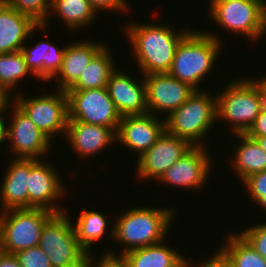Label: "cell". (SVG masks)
Instances as JSON below:
<instances>
[{
	"instance_id": "cell-43",
	"label": "cell",
	"mask_w": 266,
	"mask_h": 267,
	"mask_svg": "<svg viewBox=\"0 0 266 267\" xmlns=\"http://www.w3.org/2000/svg\"><path fill=\"white\" fill-rule=\"evenodd\" d=\"M4 147L3 120L0 118V148ZM1 150V149H0Z\"/></svg>"
},
{
	"instance_id": "cell-24",
	"label": "cell",
	"mask_w": 266,
	"mask_h": 267,
	"mask_svg": "<svg viewBox=\"0 0 266 267\" xmlns=\"http://www.w3.org/2000/svg\"><path fill=\"white\" fill-rule=\"evenodd\" d=\"M76 218V222L73 220L72 224L77 241L89 255L93 254L92 246L103 240L107 233L111 240L114 238V224L108 225V219L101 211L83 209Z\"/></svg>"
},
{
	"instance_id": "cell-14",
	"label": "cell",
	"mask_w": 266,
	"mask_h": 267,
	"mask_svg": "<svg viewBox=\"0 0 266 267\" xmlns=\"http://www.w3.org/2000/svg\"><path fill=\"white\" fill-rule=\"evenodd\" d=\"M206 146H193L157 180L158 183L185 190L204 189L213 166Z\"/></svg>"
},
{
	"instance_id": "cell-5",
	"label": "cell",
	"mask_w": 266,
	"mask_h": 267,
	"mask_svg": "<svg viewBox=\"0 0 266 267\" xmlns=\"http://www.w3.org/2000/svg\"><path fill=\"white\" fill-rule=\"evenodd\" d=\"M216 122L215 94L209 92V89L196 90L178 109L165 118V130L186 139L193 146H206L208 132H211L210 129L214 128Z\"/></svg>"
},
{
	"instance_id": "cell-6",
	"label": "cell",
	"mask_w": 266,
	"mask_h": 267,
	"mask_svg": "<svg viewBox=\"0 0 266 267\" xmlns=\"http://www.w3.org/2000/svg\"><path fill=\"white\" fill-rule=\"evenodd\" d=\"M69 212L55 213L43 226L38 246L52 267H87L89 254L76 238Z\"/></svg>"
},
{
	"instance_id": "cell-2",
	"label": "cell",
	"mask_w": 266,
	"mask_h": 267,
	"mask_svg": "<svg viewBox=\"0 0 266 267\" xmlns=\"http://www.w3.org/2000/svg\"><path fill=\"white\" fill-rule=\"evenodd\" d=\"M141 206L132 207L118 218L116 217L112 241L123 246L121 245L122 249L119 254L110 249L106 253L122 255L132 249L146 247L167 239V233L174 224L175 207L172 209L168 206L153 208L151 205L150 207Z\"/></svg>"
},
{
	"instance_id": "cell-16",
	"label": "cell",
	"mask_w": 266,
	"mask_h": 267,
	"mask_svg": "<svg viewBox=\"0 0 266 267\" xmlns=\"http://www.w3.org/2000/svg\"><path fill=\"white\" fill-rule=\"evenodd\" d=\"M158 117L151 113L123 116L116 132V144L120 143L139 158L165 130V119Z\"/></svg>"
},
{
	"instance_id": "cell-17",
	"label": "cell",
	"mask_w": 266,
	"mask_h": 267,
	"mask_svg": "<svg viewBox=\"0 0 266 267\" xmlns=\"http://www.w3.org/2000/svg\"><path fill=\"white\" fill-rule=\"evenodd\" d=\"M134 75L116 68L110 75L107 90L121 117L148 113L143 75Z\"/></svg>"
},
{
	"instance_id": "cell-18",
	"label": "cell",
	"mask_w": 266,
	"mask_h": 267,
	"mask_svg": "<svg viewBox=\"0 0 266 267\" xmlns=\"http://www.w3.org/2000/svg\"><path fill=\"white\" fill-rule=\"evenodd\" d=\"M47 29L0 0V54L20 51L25 42L36 35V30L46 33Z\"/></svg>"
},
{
	"instance_id": "cell-15",
	"label": "cell",
	"mask_w": 266,
	"mask_h": 267,
	"mask_svg": "<svg viewBox=\"0 0 266 267\" xmlns=\"http://www.w3.org/2000/svg\"><path fill=\"white\" fill-rule=\"evenodd\" d=\"M148 113L165 119L196 91L169 73L143 75ZM158 113V114H157ZM161 113V114H160Z\"/></svg>"
},
{
	"instance_id": "cell-29",
	"label": "cell",
	"mask_w": 266,
	"mask_h": 267,
	"mask_svg": "<svg viewBox=\"0 0 266 267\" xmlns=\"http://www.w3.org/2000/svg\"><path fill=\"white\" fill-rule=\"evenodd\" d=\"M33 73L25 63L21 51L0 54V86L12 94L26 77ZM25 77V78H24ZM17 86V87H16ZM13 90V92H12Z\"/></svg>"
},
{
	"instance_id": "cell-11",
	"label": "cell",
	"mask_w": 266,
	"mask_h": 267,
	"mask_svg": "<svg viewBox=\"0 0 266 267\" xmlns=\"http://www.w3.org/2000/svg\"><path fill=\"white\" fill-rule=\"evenodd\" d=\"M66 93L68 120L106 126L117 132L122 117L110 98L107 88L67 90Z\"/></svg>"
},
{
	"instance_id": "cell-26",
	"label": "cell",
	"mask_w": 266,
	"mask_h": 267,
	"mask_svg": "<svg viewBox=\"0 0 266 267\" xmlns=\"http://www.w3.org/2000/svg\"><path fill=\"white\" fill-rule=\"evenodd\" d=\"M105 45L88 63L78 80L68 90L107 88L111 73L117 68L116 60Z\"/></svg>"
},
{
	"instance_id": "cell-10",
	"label": "cell",
	"mask_w": 266,
	"mask_h": 267,
	"mask_svg": "<svg viewBox=\"0 0 266 267\" xmlns=\"http://www.w3.org/2000/svg\"><path fill=\"white\" fill-rule=\"evenodd\" d=\"M6 113L11 116L9 118L5 114L2 118L4 143L9 142V146H7L8 142L5 145L13 154L12 158L46 159L47 152H51L50 149L54 146L51 144L52 140L35 126L14 102Z\"/></svg>"
},
{
	"instance_id": "cell-41",
	"label": "cell",
	"mask_w": 266,
	"mask_h": 267,
	"mask_svg": "<svg viewBox=\"0 0 266 267\" xmlns=\"http://www.w3.org/2000/svg\"><path fill=\"white\" fill-rule=\"evenodd\" d=\"M195 265V263L192 262V260L190 261V259L187 257L185 258L184 256L173 266L171 267H193V265Z\"/></svg>"
},
{
	"instance_id": "cell-30",
	"label": "cell",
	"mask_w": 266,
	"mask_h": 267,
	"mask_svg": "<svg viewBox=\"0 0 266 267\" xmlns=\"http://www.w3.org/2000/svg\"><path fill=\"white\" fill-rule=\"evenodd\" d=\"M7 6L31 17L36 23L49 27L51 0H2Z\"/></svg>"
},
{
	"instance_id": "cell-32",
	"label": "cell",
	"mask_w": 266,
	"mask_h": 267,
	"mask_svg": "<svg viewBox=\"0 0 266 267\" xmlns=\"http://www.w3.org/2000/svg\"><path fill=\"white\" fill-rule=\"evenodd\" d=\"M239 234L264 258L266 259V221L249 225Z\"/></svg>"
},
{
	"instance_id": "cell-35",
	"label": "cell",
	"mask_w": 266,
	"mask_h": 267,
	"mask_svg": "<svg viewBox=\"0 0 266 267\" xmlns=\"http://www.w3.org/2000/svg\"><path fill=\"white\" fill-rule=\"evenodd\" d=\"M94 255L90 254L88 257L87 267H129L122 255H113L104 253L95 261Z\"/></svg>"
},
{
	"instance_id": "cell-7",
	"label": "cell",
	"mask_w": 266,
	"mask_h": 267,
	"mask_svg": "<svg viewBox=\"0 0 266 267\" xmlns=\"http://www.w3.org/2000/svg\"><path fill=\"white\" fill-rule=\"evenodd\" d=\"M208 17L221 29L245 36L249 42L262 39L265 0H209Z\"/></svg>"
},
{
	"instance_id": "cell-39",
	"label": "cell",
	"mask_w": 266,
	"mask_h": 267,
	"mask_svg": "<svg viewBox=\"0 0 266 267\" xmlns=\"http://www.w3.org/2000/svg\"><path fill=\"white\" fill-rule=\"evenodd\" d=\"M0 267H21L14 254L2 252L0 254Z\"/></svg>"
},
{
	"instance_id": "cell-21",
	"label": "cell",
	"mask_w": 266,
	"mask_h": 267,
	"mask_svg": "<svg viewBox=\"0 0 266 267\" xmlns=\"http://www.w3.org/2000/svg\"><path fill=\"white\" fill-rule=\"evenodd\" d=\"M105 45L104 42H94L90 39L88 41L79 39L76 42L71 41L66 44L61 70L52 79V81L55 79L58 81L54 87H58L57 90L67 91L78 80L92 58Z\"/></svg>"
},
{
	"instance_id": "cell-1",
	"label": "cell",
	"mask_w": 266,
	"mask_h": 267,
	"mask_svg": "<svg viewBox=\"0 0 266 267\" xmlns=\"http://www.w3.org/2000/svg\"><path fill=\"white\" fill-rule=\"evenodd\" d=\"M132 21L125 25L124 35L132 47V57L142 75L168 73L176 48L181 39L191 30L187 27L175 31L172 25ZM162 23V24H161Z\"/></svg>"
},
{
	"instance_id": "cell-36",
	"label": "cell",
	"mask_w": 266,
	"mask_h": 267,
	"mask_svg": "<svg viewBox=\"0 0 266 267\" xmlns=\"http://www.w3.org/2000/svg\"><path fill=\"white\" fill-rule=\"evenodd\" d=\"M215 254H211L206 259L201 260L197 263L195 267H233L232 262L227 257V255L219 248H217Z\"/></svg>"
},
{
	"instance_id": "cell-12",
	"label": "cell",
	"mask_w": 266,
	"mask_h": 267,
	"mask_svg": "<svg viewBox=\"0 0 266 267\" xmlns=\"http://www.w3.org/2000/svg\"><path fill=\"white\" fill-rule=\"evenodd\" d=\"M49 163L44 159H30L28 208H44L54 213H62L67 208L56 202L62 201L67 195L68 187L62 179L63 176L59 175L57 167L55 169V165Z\"/></svg>"
},
{
	"instance_id": "cell-23",
	"label": "cell",
	"mask_w": 266,
	"mask_h": 267,
	"mask_svg": "<svg viewBox=\"0 0 266 267\" xmlns=\"http://www.w3.org/2000/svg\"><path fill=\"white\" fill-rule=\"evenodd\" d=\"M240 140L234 147L231 160V170L240 180L246 179L249 175L266 170V152L260 147L257 141L246 134H234Z\"/></svg>"
},
{
	"instance_id": "cell-28",
	"label": "cell",
	"mask_w": 266,
	"mask_h": 267,
	"mask_svg": "<svg viewBox=\"0 0 266 267\" xmlns=\"http://www.w3.org/2000/svg\"><path fill=\"white\" fill-rule=\"evenodd\" d=\"M220 247L233 267H266V259L237 232L228 233Z\"/></svg>"
},
{
	"instance_id": "cell-20",
	"label": "cell",
	"mask_w": 266,
	"mask_h": 267,
	"mask_svg": "<svg viewBox=\"0 0 266 267\" xmlns=\"http://www.w3.org/2000/svg\"><path fill=\"white\" fill-rule=\"evenodd\" d=\"M0 185V212L28 208L30 159L12 158Z\"/></svg>"
},
{
	"instance_id": "cell-3",
	"label": "cell",
	"mask_w": 266,
	"mask_h": 267,
	"mask_svg": "<svg viewBox=\"0 0 266 267\" xmlns=\"http://www.w3.org/2000/svg\"><path fill=\"white\" fill-rule=\"evenodd\" d=\"M193 29L178 44L168 73L195 90H205L199 84L215 69L223 41L220 33Z\"/></svg>"
},
{
	"instance_id": "cell-38",
	"label": "cell",
	"mask_w": 266,
	"mask_h": 267,
	"mask_svg": "<svg viewBox=\"0 0 266 267\" xmlns=\"http://www.w3.org/2000/svg\"><path fill=\"white\" fill-rule=\"evenodd\" d=\"M12 102V95L0 86V118L4 117Z\"/></svg>"
},
{
	"instance_id": "cell-45",
	"label": "cell",
	"mask_w": 266,
	"mask_h": 267,
	"mask_svg": "<svg viewBox=\"0 0 266 267\" xmlns=\"http://www.w3.org/2000/svg\"><path fill=\"white\" fill-rule=\"evenodd\" d=\"M2 253L1 235H0V254Z\"/></svg>"
},
{
	"instance_id": "cell-8",
	"label": "cell",
	"mask_w": 266,
	"mask_h": 267,
	"mask_svg": "<svg viewBox=\"0 0 266 267\" xmlns=\"http://www.w3.org/2000/svg\"><path fill=\"white\" fill-rule=\"evenodd\" d=\"M54 214L44 208L9 209L0 212L2 252L15 254L38 246L43 226Z\"/></svg>"
},
{
	"instance_id": "cell-40",
	"label": "cell",
	"mask_w": 266,
	"mask_h": 267,
	"mask_svg": "<svg viewBox=\"0 0 266 267\" xmlns=\"http://www.w3.org/2000/svg\"><path fill=\"white\" fill-rule=\"evenodd\" d=\"M253 79L259 85L266 105V75L265 76L263 75L262 77L259 78L254 77Z\"/></svg>"
},
{
	"instance_id": "cell-44",
	"label": "cell",
	"mask_w": 266,
	"mask_h": 267,
	"mask_svg": "<svg viewBox=\"0 0 266 267\" xmlns=\"http://www.w3.org/2000/svg\"><path fill=\"white\" fill-rule=\"evenodd\" d=\"M266 38V0L264 2V29H263V35L262 38Z\"/></svg>"
},
{
	"instance_id": "cell-34",
	"label": "cell",
	"mask_w": 266,
	"mask_h": 267,
	"mask_svg": "<svg viewBox=\"0 0 266 267\" xmlns=\"http://www.w3.org/2000/svg\"><path fill=\"white\" fill-rule=\"evenodd\" d=\"M92 8L96 11L97 14L104 12H120V15L127 13L131 8L127 4V0H88ZM127 11V12H126ZM122 12V13H121Z\"/></svg>"
},
{
	"instance_id": "cell-4",
	"label": "cell",
	"mask_w": 266,
	"mask_h": 267,
	"mask_svg": "<svg viewBox=\"0 0 266 267\" xmlns=\"http://www.w3.org/2000/svg\"><path fill=\"white\" fill-rule=\"evenodd\" d=\"M216 94L217 121L232 134H245L266 107L259 85L251 77L234 78ZM231 126V127H230Z\"/></svg>"
},
{
	"instance_id": "cell-31",
	"label": "cell",
	"mask_w": 266,
	"mask_h": 267,
	"mask_svg": "<svg viewBox=\"0 0 266 267\" xmlns=\"http://www.w3.org/2000/svg\"><path fill=\"white\" fill-rule=\"evenodd\" d=\"M240 182L245 185L251 203H257L266 212V170L251 174Z\"/></svg>"
},
{
	"instance_id": "cell-42",
	"label": "cell",
	"mask_w": 266,
	"mask_h": 267,
	"mask_svg": "<svg viewBox=\"0 0 266 267\" xmlns=\"http://www.w3.org/2000/svg\"><path fill=\"white\" fill-rule=\"evenodd\" d=\"M257 141V143L260 145V147L266 152V136L261 137H250Z\"/></svg>"
},
{
	"instance_id": "cell-37",
	"label": "cell",
	"mask_w": 266,
	"mask_h": 267,
	"mask_svg": "<svg viewBox=\"0 0 266 267\" xmlns=\"http://www.w3.org/2000/svg\"><path fill=\"white\" fill-rule=\"evenodd\" d=\"M245 134L249 137L266 136V107L260 112L250 129Z\"/></svg>"
},
{
	"instance_id": "cell-27",
	"label": "cell",
	"mask_w": 266,
	"mask_h": 267,
	"mask_svg": "<svg viewBox=\"0 0 266 267\" xmlns=\"http://www.w3.org/2000/svg\"><path fill=\"white\" fill-rule=\"evenodd\" d=\"M162 242L132 249L122 254L129 267H171L182 257L177 248ZM182 254V255H181Z\"/></svg>"
},
{
	"instance_id": "cell-13",
	"label": "cell",
	"mask_w": 266,
	"mask_h": 267,
	"mask_svg": "<svg viewBox=\"0 0 266 267\" xmlns=\"http://www.w3.org/2000/svg\"><path fill=\"white\" fill-rule=\"evenodd\" d=\"M193 145L166 130L155 144L136 160L135 173L142 181L158 180L177 160L187 153Z\"/></svg>"
},
{
	"instance_id": "cell-22",
	"label": "cell",
	"mask_w": 266,
	"mask_h": 267,
	"mask_svg": "<svg viewBox=\"0 0 266 267\" xmlns=\"http://www.w3.org/2000/svg\"><path fill=\"white\" fill-rule=\"evenodd\" d=\"M26 42L20 51L33 76L42 81H51L61 70L66 45L57 48L45 39L39 40L35 46H29Z\"/></svg>"
},
{
	"instance_id": "cell-9",
	"label": "cell",
	"mask_w": 266,
	"mask_h": 267,
	"mask_svg": "<svg viewBox=\"0 0 266 267\" xmlns=\"http://www.w3.org/2000/svg\"><path fill=\"white\" fill-rule=\"evenodd\" d=\"M20 91V92H19ZM14 93L13 102L31 119L47 137L56 139L59 133L65 137L69 119L68 96L66 91L56 90L25 97L19 90ZM22 92V94H21Z\"/></svg>"
},
{
	"instance_id": "cell-25",
	"label": "cell",
	"mask_w": 266,
	"mask_h": 267,
	"mask_svg": "<svg viewBox=\"0 0 266 267\" xmlns=\"http://www.w3.org/2000/svg\"><path fill=\"white\" fill-rule=\"evenodd\" d=\"M54 14L61 18L70 32L91 27L98 17L88 0H51L48 20Z\"/></svg>"
},
{
	"instance_id": "cell-19",
	"label": "cell",
	"mask_w": 266,
	"mask_h": 267,
	"mask_svg": "<svg viewBox=\"0 0 266 267\" xmlns=\"http://www.w3.org/2000/svg\"><path fill=\"white\" fill-rule=\"evenodd\" d=\"M65 139L69 149H72L74 154L77 153L78 159L86 160L108 149V146L112 147V144L116 143V133L106 126L68 120Z\"/></svg>"
},
{
	"instance_id": "cell-33",
	"label": "cell",
	"mask_w": 266,
	"mask_h": 267,
	"mask_svg": "<svg viewBox=\"0 0 266 267\" xmlns=\"http://www.w3.org/2000/svg\"><path fill=\"white\" fill-rule=\"evenodd\" d=\"M14 255L21 267H52L48 255L39 246L27 248Z\"/></svg>"
}]
</instances>
